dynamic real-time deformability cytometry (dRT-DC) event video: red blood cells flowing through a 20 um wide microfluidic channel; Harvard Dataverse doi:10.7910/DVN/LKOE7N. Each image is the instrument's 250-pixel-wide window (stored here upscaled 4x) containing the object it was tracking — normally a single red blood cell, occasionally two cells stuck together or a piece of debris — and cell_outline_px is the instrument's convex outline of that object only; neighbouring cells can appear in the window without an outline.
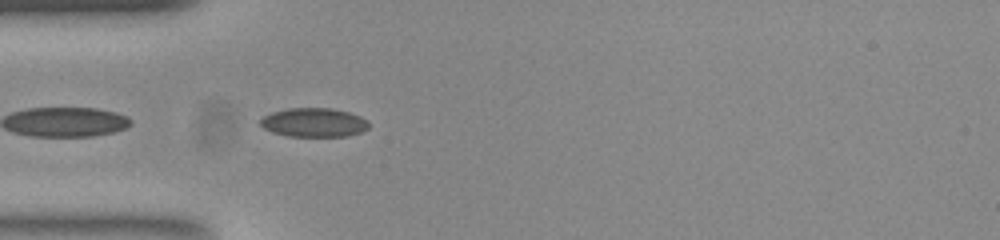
{"species": "common noctule bat (a hibernating species)", "species_latin": "Nyctalus noctula", "temperature_condition": "room temperature", "stored_images_in_passage": 39, "camera_frame_rate_fps": 3000, "um_per_image_px": 0.085, "animal": {"sex": "female", "body_mass_g": 23.0, "forearm_length_mm": 53.4}, "frame": {"image": 1, "passage_image": 2, "time_ms": 0.333, "image_size_px": [1000, 240], "cell_outline_px": [[368, 128], [360, 132], [344, 136], [288, 136], [272, 132], [264, 128], [260, 124], [260, 120], [264, 116], [272, 112], [288, 108], [332, 108], [348, 112], [360, 116], [368, 124]], "centroid_in_image_um": [26.64, 10.4], "position_along_channel_um": 58.4, "area_um2": 18.09}}
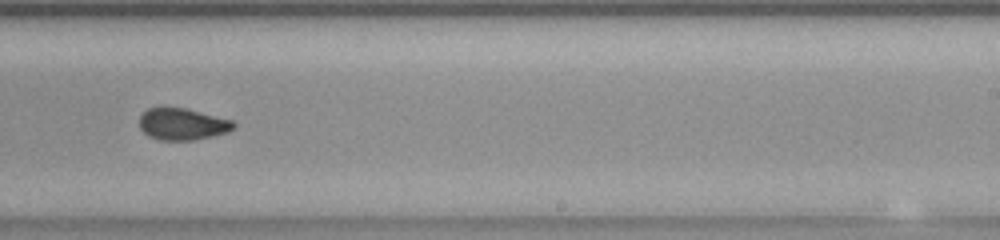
{"frame": {"image": 2, "passage_image": 19, "time_ms": 6.0, "image_size_px": [1000, 240], "cell_outline_px": [[236, 124], [228, 132], [192, 140], [160, 140], [144, 132], [140, 128], [140, 116], [148, 108], [160, 104], [164, 104], [184, 108], [232, 120]], "centroid_in_image_um": [15.45, 10.5], "position_along_channel_um": 273.5, "area_um2": 17.57}}
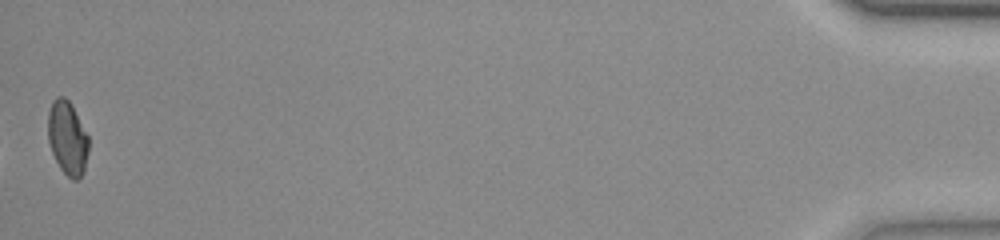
{"frame": {"image": 3, "passage_image": 39, "time_ms": 12.667, "image_size_px": [1000, 240], "cell_outline_px": [[88, 152], [84, 172], [76, 180], [72, 180], [60, 168], [52, 152], [48, 140], [48, 112], [52, 100], [56, 96], [64, 96], [72, 104], [88, 136]], "centroid_in_image_um": [5.73, 11.7], "position_along_channel_um": 429.5, "area_um2": 17.51}, "authors_computed_cell_mechanics": {"area_um2": 17.6868, "velocity_mm_per_s": 3.8388, "shape_relaxation_time_tau1_ms": null, "shape_relaxation_time_tau2_ms": 1.7484, "deformation_change_tau1": null, "deformation_change_tau2": 0.0497}}